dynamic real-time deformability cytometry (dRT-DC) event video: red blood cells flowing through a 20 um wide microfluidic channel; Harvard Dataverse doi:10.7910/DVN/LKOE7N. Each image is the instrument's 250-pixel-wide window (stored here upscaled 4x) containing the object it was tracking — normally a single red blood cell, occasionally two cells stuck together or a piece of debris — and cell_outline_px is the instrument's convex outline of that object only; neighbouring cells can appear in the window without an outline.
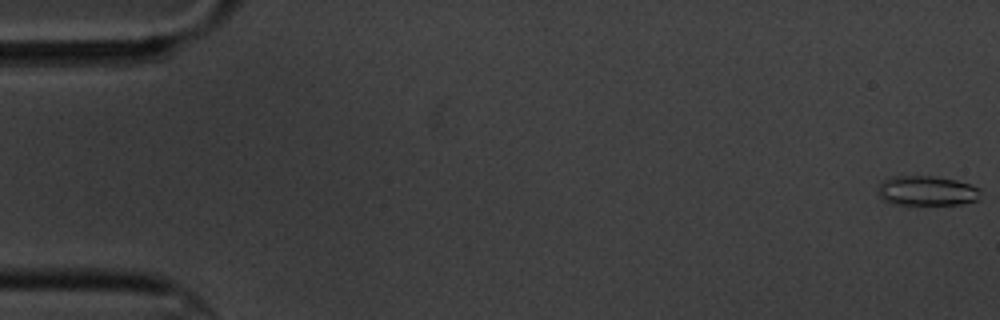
{"species": "common noctule bat (a hibernating species)", "species_latin": "Nyctalus noctula", "temperature_condition": "cold", "stored_images_in_passage": 10, "camera_frame_rate_fps": 3000, "um_per_image_px": 0.085, "animal": {"sex": "male", "body_mass_g": 20.1, "forearm_length_mm": 53.5}, "frame": {"image": 1, "passage_image": 1, "time_ms": 0.0, "image_size_px": [1000, 320], "cell_outline_px": [[984, 188], [980, 200], [960, 204], [892, 204], [884, 200], [876, 192], [876, 184], [892, 176], [936, 176], [956, 180]], "centroid_in_image_um": [78.81, 16.21], "position_along_channel_um": 6.2, "area_um2": 18.32}}
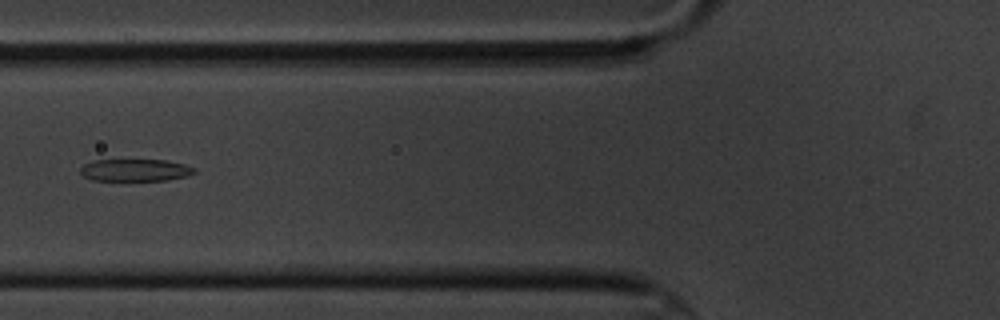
{"frame": {"image": 2, "passage_image": 7, "time_ms": 7.333, "image_size_px": [1000, 320], "cell_outline_px": [[196, 172], [188, 176], [168, 180], [92, 180], [84, 176], [80, 172], [80, 168], [84, 164], [92, 160], [164, 160], [184, 164], [196, 168]], "centroid_in_image_um": [11.51, 14.46], "position_along_channel_um": 114.3, "area_um2": 14.74}}
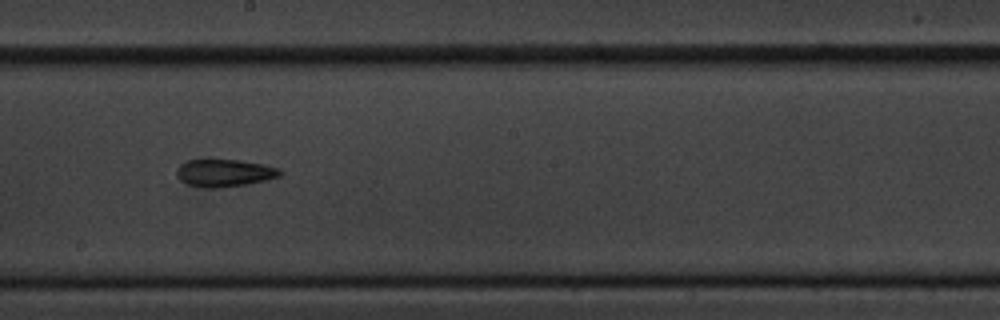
{"frame": {"image": 3, "passage_image": 10, "time_ms": 10.667, "image_size_px": [1000, 320], "cell_outline_px": [[284, 172], [280, 176], [248, 184], [220, 188], [204, 188], [188, 184], [180, 180], [176, 176], [176, 168], [180, 164], [188, 160], [236, 160], [264, 164], [280, 168]], "centroid_in_image_um": [19.08, 14.71], "position_along_channel_um": 229.1, "area_um2": 16.65}}